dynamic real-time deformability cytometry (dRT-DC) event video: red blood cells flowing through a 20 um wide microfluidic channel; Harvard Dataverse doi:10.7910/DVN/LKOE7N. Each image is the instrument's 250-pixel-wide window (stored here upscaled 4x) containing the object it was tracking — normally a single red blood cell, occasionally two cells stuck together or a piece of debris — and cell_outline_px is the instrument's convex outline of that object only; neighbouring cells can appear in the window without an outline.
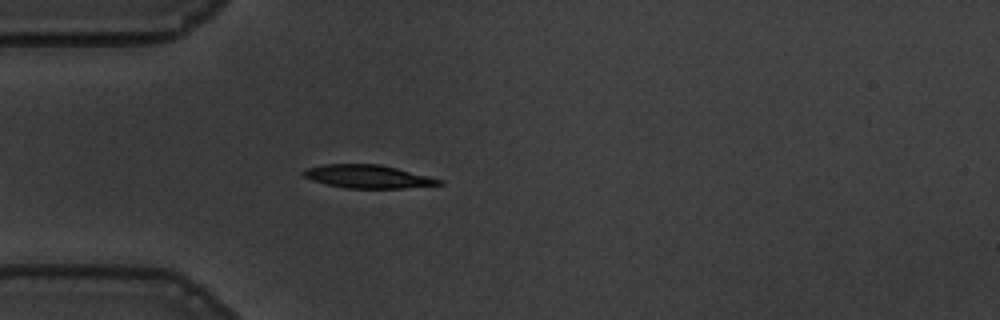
{"species": "common noctule bat (a hibernating species)", "species_latin": "Nyctalus noctula", "temperature_condition": "warm", "stored_images_in_passage": 40, "camera_frame_rate_fps": 3000, "um_per_image_px": 0.085, "animal": {"sex": "male", "body_mass_g": 19.5, "forearm_length_mm": 54.6}, "frame": {"image": 1, "passage_image": 1, "time_ms": 0.0, "image_size_px": [1000, 320], "cell_outline_px": [[444, 184], [404, 188], [348, 188], [328, 184], [312, 180], [304, 176], [300, 172], [304, 168], [324, 164], [380, 164], [444, 180]], "centroid_in_image_um": [31.25, 15.0], "position_along_channel_um": 53.7, "area_um2": 18.26}}
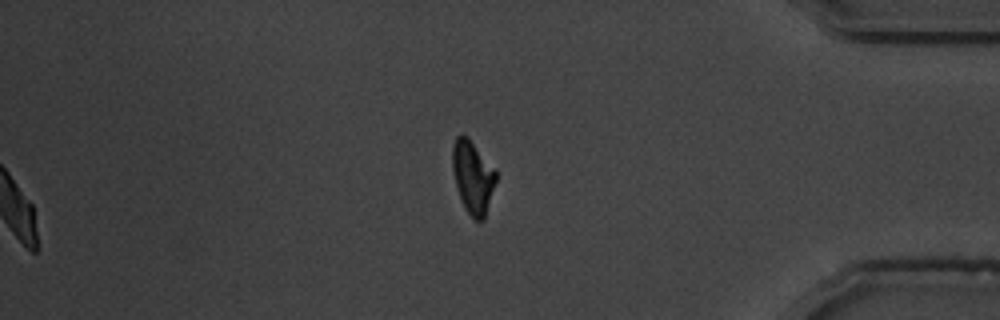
{"frame": {"image": 2, "passage_image": 32, "time_ms": 10.333, "image_size_px": [1000, 320], "cell_outline_px": [[496, 180], [484, 220], [472, 220], [464, 208], [456, 184], [452, 168], [452, 144], [456, 136], [460, 132], [468, 136], [496, 172]], "centroid_in_image_um": [40.16, 15.03], "position_along_channel_um": 395.0, "area_um2": 18.38}}
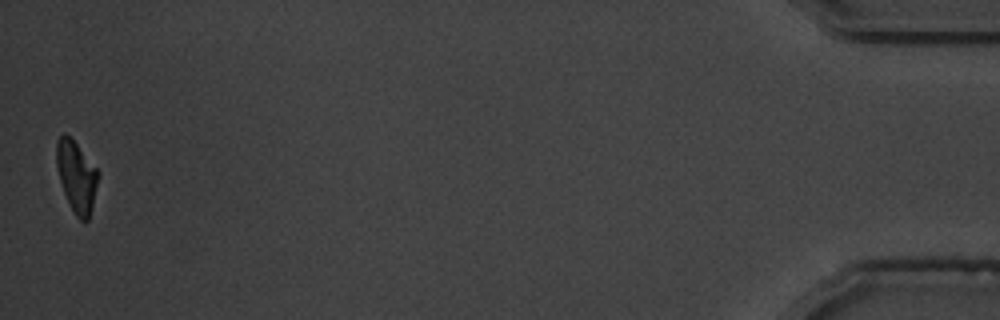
{"frame": {"image": 3, "passage_image": 40, "time_ms": 13.0, "image_size_px": [1000, 320], "cell_outline_px": [[100, 176], [88, 220], [80, 220], [76, 216], [64, 192], [60, 180], [56, 164], [56, 140], [64, 132], [76, 144], [100, 172]], "centroid_in_image_um": [6.51, 14.98], "position_along_channel_um": 428.7, "area_um2": 16.99}, "authors_computed_cell_mechanics": {"area_um2": 18.8717, "velocity_mm_per_s": 3.6511, "shape_relaxation_time_tau1_ms": 3.9305, "shape_relaxation_time_tau2_ms": 3.1985, "deformation_change_tau1": 0.1833, "deformation_change_tau2": 0.1033}}